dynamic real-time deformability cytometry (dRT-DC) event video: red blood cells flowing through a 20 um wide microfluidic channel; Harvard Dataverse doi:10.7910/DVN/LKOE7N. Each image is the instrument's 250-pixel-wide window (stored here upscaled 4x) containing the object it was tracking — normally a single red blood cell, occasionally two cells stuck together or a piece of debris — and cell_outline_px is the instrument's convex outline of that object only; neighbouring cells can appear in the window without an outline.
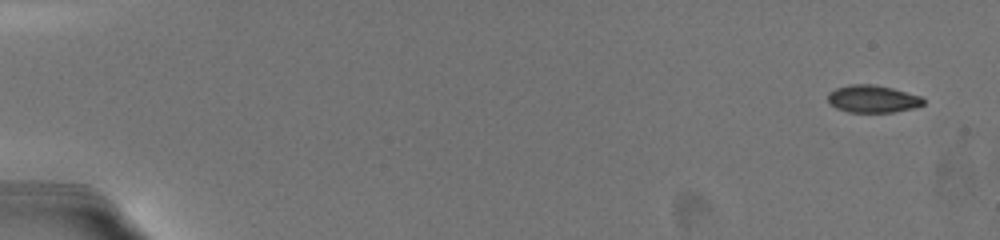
{"species": "common noctule bat (a hibernating species)", "species_latin": "Nyctalus noctula", "temperature_condition": "warm", "stored_images_in_passage": 7, "camera_frame_rate_fps": 3000, "um_per_image_px": 0.085, "animal": {"sex": "female", "body_mass_g": 19.5, "forearm_length_mm": 54.1}, "frame": {"image": 1, "passage_image": 1, "time_ms": 0.0, "image_size_px": [1000, 240], "cell_outline_px": [[924, 104], [916, 108], [892, 112], [848, 112], [836, 108], [828, 104], [828, 92], [836, 88], [852, 84], [872, 84], [892, 88], [920, 96], [924, 100]], "centroid_in_image_um": [74.15, 8.41], "position_along_channel_um": 10.8, "area_um2": 15.32}}
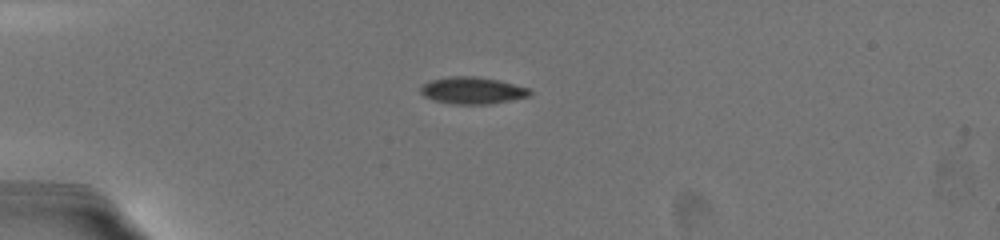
{"frame": {"image": 2, "passage_image": 5, "time_ms": 4.667, "image_size_px": [1000, 240], "cell_outline_px": [[532, 96], [512, 100], [488, 104], [452, 104], [432, 100], [424, 96], [420, 92], [420, 88], [428, 80], [452, 76], [476, 76], [496, 80], [528, 88], [532, 92]], "centroid_in_image_um": [40.13, 7.7], "position_along_channel_um": 44.9, "area_um2": 17.17}}
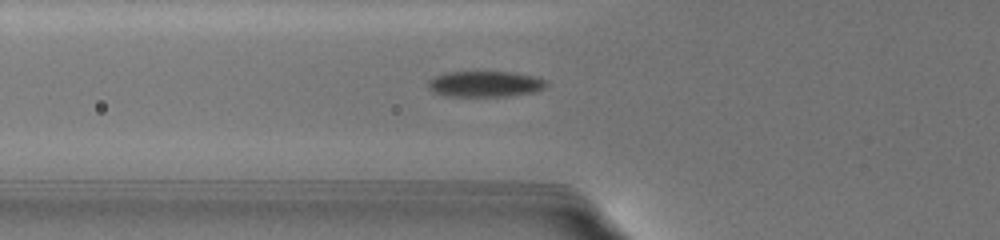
{"frame": {"image": 3, "passage_image": 7, "time_ms": 6.667, "image_size_px": [1000, 240], "cell_outline_px": [[548, 84], [544, 88], [536, 92], [508, 96], [444, 96], [428, 88], [428, 80], [432, 76], [444, 72], [508, 72], [532, 76], [548, 80]], "centroid_in_image_um": [41.22, 7.14], "position_along_channel_um": 84.6, "area_um2": 17.92}}